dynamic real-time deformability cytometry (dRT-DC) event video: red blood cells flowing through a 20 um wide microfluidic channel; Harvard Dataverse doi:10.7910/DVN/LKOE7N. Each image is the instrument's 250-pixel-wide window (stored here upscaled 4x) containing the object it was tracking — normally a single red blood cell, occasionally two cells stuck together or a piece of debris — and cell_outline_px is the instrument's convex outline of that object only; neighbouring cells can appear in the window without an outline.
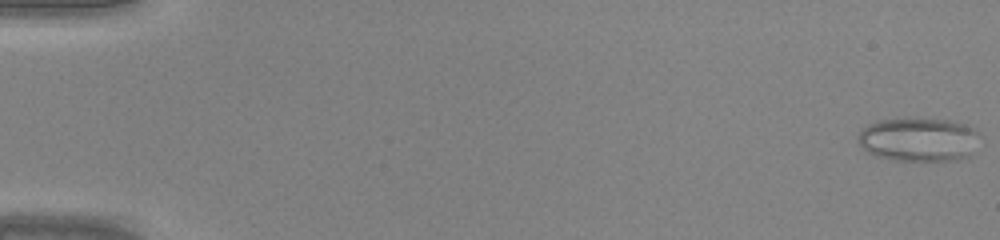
{"species": "common noctule bat (a hibernating species)", "species_latin": "Nyctalus noctula", "temperature_condition": "warm", "stored_images_in_passage": 46, "camera_frame_rate_fps": 3000, "um_per_image_px": 0.085, "animal": {"sex": "male", "body_mass_g": 20.0, "forearm_length_mm": 53.3}, "frame": {"image": 1, "passage_image": 1, "time_ms": 0.0, "image_size_px": [1000, 240], "cell_outline_px": [[980, 132], [972, 152], [968, 160], [892, 160], [876, 156], [868, 152], [856, 140], [856, 136], [868, 124], [876, 120], [908, 116], [948, 120], [964, 124]], "centroid_in_image_um": [78.07, 11.83], "position_along_channel_um": 6.9, "area_um2": 31.79}}
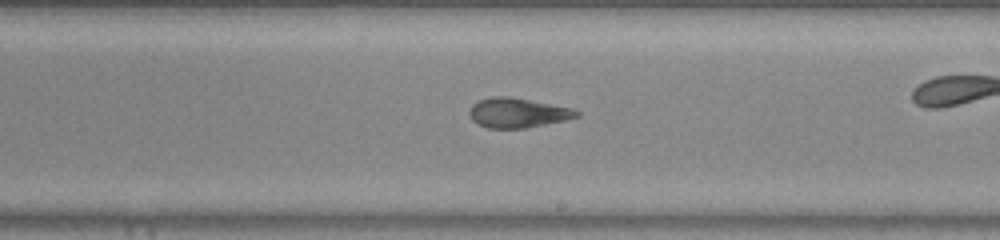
{"frame": {"image": 2, "passage_image": 28, "time_ms": 9.0, "image_size_px": [1000, 240], "cell_outline_px": [[580, 116], [564, 120], [524, 128], [488, 128], [472, 120], [468, 112], [472, 104], [480, 100], [492, 96], [508, 96], [572, 108], [580, 112]], "centroid_in_image_um": [43.98, 9.58], "position_along_channel_um": 245.0, "area_um2": 18.32}}
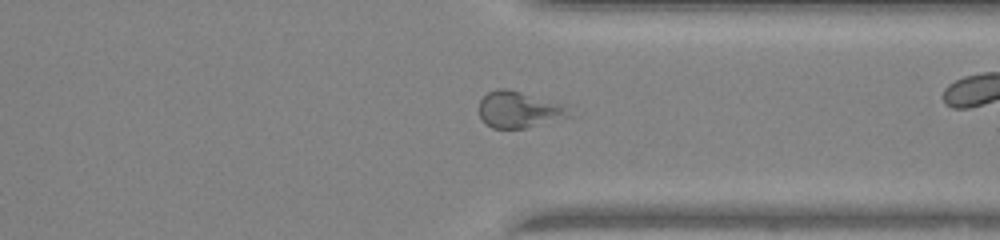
{"frame": {"image": 3, "passage_image": 36, "time_ms": 11.667, "image_size_px": [1000, 240], "cell_outline_px": [[584, 112], [572, 116], [524, 128], [492, 128], [484, 124], [480, 116], [480, 100], [488, 92], [496, 88], [508, 88], [572, 104]], "centroid_in_image_um": [44.34, 9.29], "position_along_channel_um": 367.1, "area_um2": 20.4}}